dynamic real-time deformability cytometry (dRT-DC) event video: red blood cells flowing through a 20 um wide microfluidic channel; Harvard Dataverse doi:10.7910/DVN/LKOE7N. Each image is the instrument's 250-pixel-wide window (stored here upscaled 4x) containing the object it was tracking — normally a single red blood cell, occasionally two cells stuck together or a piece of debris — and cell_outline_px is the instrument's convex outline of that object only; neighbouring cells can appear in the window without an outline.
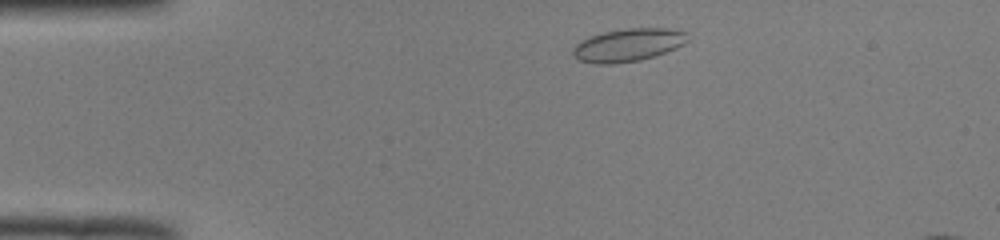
{"species": "common noctule bat (a hibernating species)", "species_latin": "Nyctalus noctula", "temperature_condition": "room temperature", "stored_images_in_passage": 44, "camera_frame_rate_fps": 3000, "um_per_image_px": 0.085, "animal": {"sex": "male", "body_mass_g": 19.0, "forearm_length_mm": 50.8}, "frame": {"image": 1, "passage_image": 3, "time_ms": 0.667, "image_size_px": [1000, 240], "cell_outline_px": [[688, 40], [684, 44], [676, 48], [656, 56], [640, 60], [612, 64], [596, 64], [580, 60], [572, 52], [572, 48], [576, 44], [588, 36], [604, 32], [628, 28], [668, 28], [688, 32]], "centroid_in_image_um": [53.42, 3.82], "position_along_channel_um": 31.6, "area_um2": 22.08}}
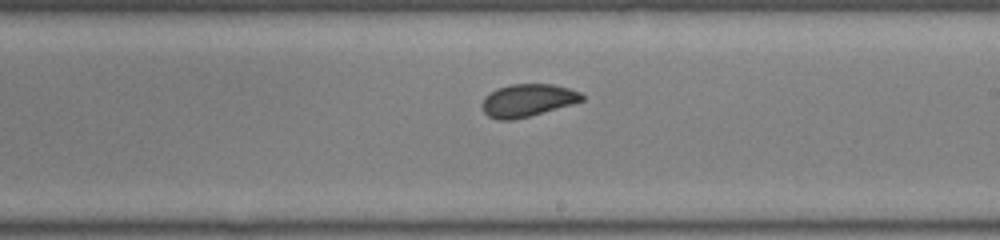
{"frame": {"image": 2, "passage_image": 23, "time_ms": 7.333, "image_size_px": [1000, 240], "cell_outline_px": [[584, 100], [572, 104], [528, 116], [512, 120], [496, 120], [488, 116], [484, 112], [484, 96], [496, 88], [512, 84], [552, 84], [568, 88], [580, 92], [584, 96]], "centroid_in_image_um": [44.84, 8.52], "position_along_channel_um": 244.2, "area_um2": 18.79}}
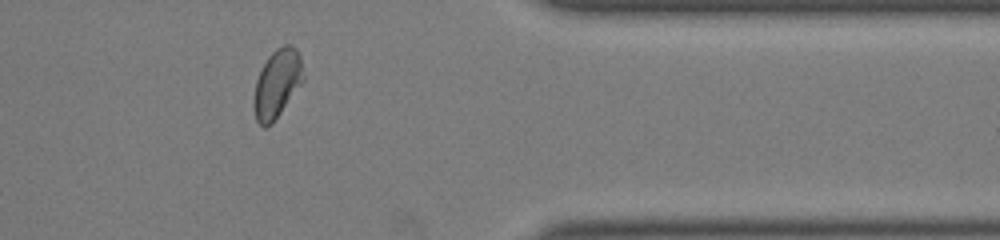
{"frame": {"image": 3, "passage_image": 35, "time_ms": 11.333, "image_size_px": [1000, 240], "cell_outline_px": [[304, 80], [272, 124], [264, 128], [256, 120], [256, 80], [268, 56], [276, 48], [284, 44], [292, 44], [296, 48], [300, 56], [304, 76]], "centroid_in_image_um": [23.6, 7.06], "position_along_channel_um": 387.8, "area_um2": 19.19}}